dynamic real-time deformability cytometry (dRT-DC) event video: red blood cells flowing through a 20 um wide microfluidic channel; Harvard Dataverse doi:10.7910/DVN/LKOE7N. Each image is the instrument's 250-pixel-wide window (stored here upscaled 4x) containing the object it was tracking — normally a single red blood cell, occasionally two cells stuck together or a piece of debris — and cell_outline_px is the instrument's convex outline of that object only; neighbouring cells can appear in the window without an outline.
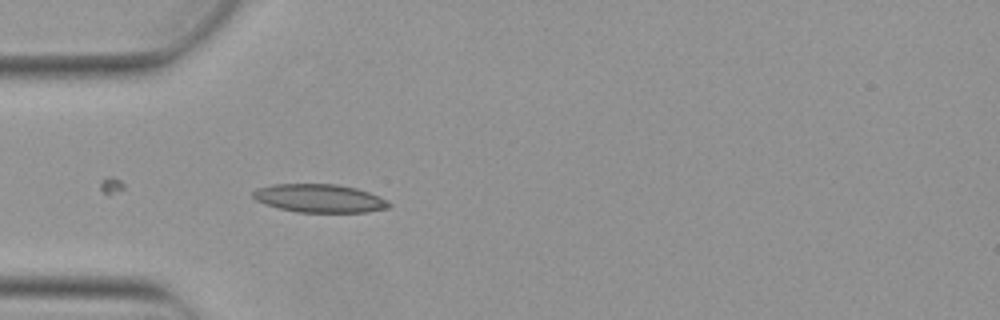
{"species": "Egyptian fruit bat (a non-hibernating species)", "species_latin": "Rousettus aegyptiacus", "temperature_condition": "warm", "stored_images_in_passage": 4, "camera_frame_rate_fps": 3000, "um_per_image_px": 0.085, "animal": {"sex": "female"}, "frame": {"image": 1, "passage_image": 4, "time_ms": 1.0, "image_size_px": [1000, 320], "cell_outline_px": [[392, 204], [388, 208], [368, 212], [296, 212], [264, 204], [256, 200], [252, 196], [252, 192], [256, 188], [272, 184], [336, 184], [356, 188], [368, 192], [388, 200]], "centroid_in_image_um": [27.15, 16.85], "position_along_channel_um": 57.9, "area_um2": 22.48}}